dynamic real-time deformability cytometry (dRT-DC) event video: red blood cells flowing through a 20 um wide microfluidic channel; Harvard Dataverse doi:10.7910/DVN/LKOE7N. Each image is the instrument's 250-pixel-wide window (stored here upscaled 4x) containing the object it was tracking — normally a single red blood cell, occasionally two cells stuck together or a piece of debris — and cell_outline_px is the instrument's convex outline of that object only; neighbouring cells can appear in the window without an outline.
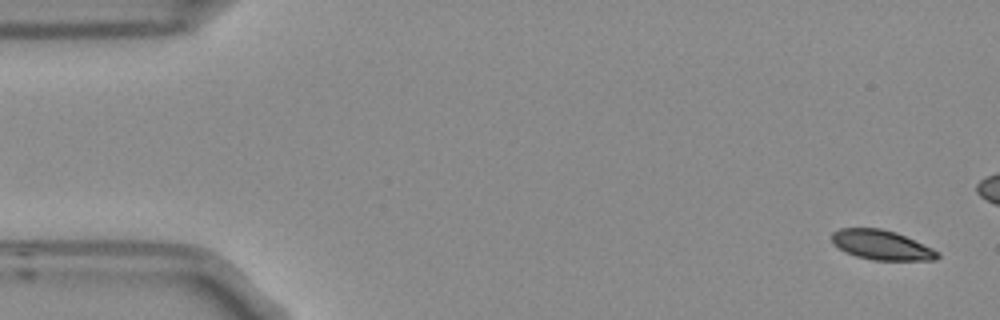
{"species": "Egyptian fruit bat (a non-hibernating species)", "species_latin": "Rousettus aegyptiacus", "temperature_condition": "room temperature", "stored_images_in_passage": 5, "camera_frame_rate_fps": 3000, "um_per_image_px": 0.085, "frame": {"image": 1, "passage_image": 1, "time_ms": 0.0, "image_size_px": [1000, 320], "cell_outline_px": [[940, 256], [936, 260], [872, 260], [856, 256], [844, 252], [832, 240], [832, 232], [840, 228], [880, 228], [896, 232], [932, 248], [940, 252]], "centroid_in_image_um": [74.95, 20.83], "position_along_channel_um": 10.1, "area_um2": 18.21}}